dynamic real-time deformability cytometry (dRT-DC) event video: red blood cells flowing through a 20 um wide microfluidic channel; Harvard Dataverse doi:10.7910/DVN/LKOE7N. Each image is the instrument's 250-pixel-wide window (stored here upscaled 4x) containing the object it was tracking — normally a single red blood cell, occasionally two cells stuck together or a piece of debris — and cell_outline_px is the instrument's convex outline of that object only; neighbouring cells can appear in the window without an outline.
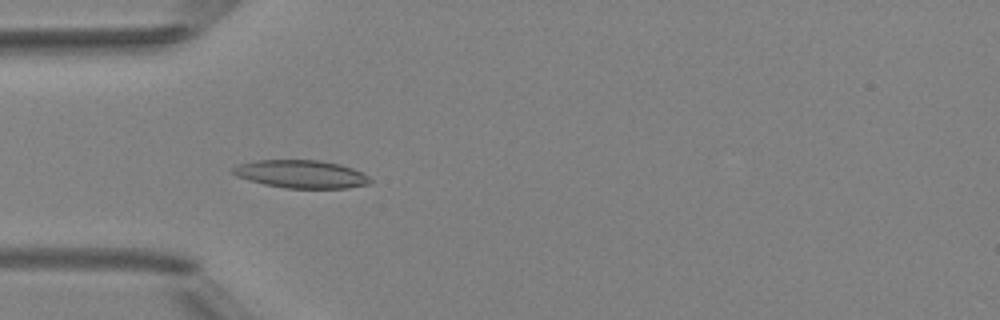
{"species": "Egyptian fruit bat (a non-hibernating species)", "species_latin": "Rousettus aegyptiacus", "temperature_condition": "room temperature", "stored_images_in_passage": 5, "camera_frame_rate_fps": 3000, "um_per_image_px": 0.085, "animal": {"sex": "female"}, "frame": {"image": 1, "passage_image": 5, "time_ms": 4.333, "image_size_px": [1000, 320], "cell_outline_px": [[372, 184], [348, 188], [284, 188], [264, 184], [236, 176], [232, 172], [232, 168], [236, 164], [256, 160], [320, 160], [340, 164], [352, 168], [368, 176], [372, 180]], "centroid_in_image_um": [25.6, 14.8], "position_along_channel_um": 59.4, "area_um2": 22.48}}